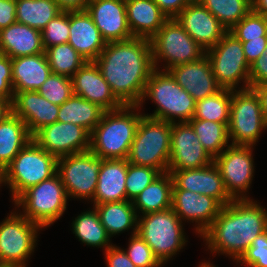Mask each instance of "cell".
Here are the masks:
<instances>
[{"label":"cell","mask_w":267,"mask_h":267,"mask_svg":"<svg viewBox=\"0 0 267 267\" xmlns=\"http://www.w3.org/2000/svg\"><path fill=\"white\" fill-rule=\"evenodd\" d=\"M95 63L123 105H139L153 65L150 39L107 42Z\"/></svg>","instance_id":"1"},{"label":"cell","mask_w":267,"mask_h":267,"mask_svg":"<svg viewBox=\"0 0 267 267\" xmlns=\"http://www.w3.org/2000/svg\"><path fill=\"white\" fill-rule=\"evenodd\" d=\"M267 230V211L253 199L233 200L222 207L201 234L211 253L238 261L253 240Z\"/></svg>","instance_id":"2"},{"label":"cell","mask_w":267,"mask_h":267,"mask_svg":"<svg viewBox=\"0 0 267 267\" xmlns=\"http://www.w3.org/2000/svg\"><path fill=\"white\" fill-rule=\"evenodd\" d=\"M138 108V105H123L119 109L105 111L90 133L89 150L103 159H127L143 116Z\"/></svg>","instance_id":"3"},{"label":"cell","mask_w":267,"mask_h":267,"mask_svg":"<svg viewBox=\"0 0 267 267\" xmlns=\"http://www.w3.org/2000/svg\"><path fill=\"white\" fill-rule=\"evenodd\" d=\"M146 98L157 104L154 113H143L148 117L174 123L189 122L194 116L196 101L176 82L169 71L154 69L151 72L138 105L139 109L143 108Z\"/></svg>","instance_id":"4"},{"label":"cell","mask_w":267,"mask_h":267,"mask_svg":"<svg viewBox=\"0 0 267 267\" xmlns=\"http://www.w3.org/2000/svg\"><path fill=\"white\" fill-rule=\"evenodd\" d=\"M172 123L143 115L130 146L127 161L168 172Z\"/></svg>","instance_id":"5"},{"label":"cell","mask_w":267,"mask_h":267,"mask_svg":"<svg viewBox=\"0 0 267 267\" xmlns=\"http://www.w3.org/2000/svg\"><path fill=\"white\" fill-rule=\"evenodd\" d=\"M57 173V158L31 140L2 172L14 202L29 187L50 179Z\"/></svg>","instance_id":"6"},{"label":"cell","mask_w":267,"mask_h":267,"mask_svg":"<svg viewBox=\"0 0 267 267\" xmlns=\"http://www.w3.org/2000/svg\"><path fill=\"white\" fill-rule=\"evenodd\" d=\"M182 223L169 208L138 216L137 233L150 246L157 259L166 264L188 242Z\"/></svg>","instance_id":"7"},{"label":"cell","mask_w":267,"mask_h":267,"mask_svg":"<svg viewBox=\"0 0 267 267\" xmlns=\"http://www.w3.org/2000/svg\"><path fill=\"white\" fill-rule=\"evenodd\" d=\"M69 200L60 176L56 173L50 179L29 187L15 201L22 215L43 229L53 225L67 210Z\"/></svg>","instance_id":"8"},{"label":"cell","mask_w":267,"mask_h":267,"mask_svg":"<svg viewBox=\"0 0 267 267\" xmlns=\"http://www.w3.org/2000/svg\"><path fill=\"white\" fill-rule=\"evenodd\" d=\"M153 65L160 70L159 62H166L163 69L196 61L206 54L203 49L178 23L175 18L168 19L150 39ZM167 64V65H166Z\"/></svg>","instance_id":"9"},{"label":"cell","mask_w":267,"mask_h":267,"mask_svg":"<svg viewBox=\"0 0 267 267\" xmlns=\"http://www.w3.org/2000/svg\"><path fill=\"white\" fill-rule=\"evenodd\" d=\"M267 125L261 99L252 89L232 90L228 124L230 145L254 146Z\"/></svg>","instance_id":"10"},{"label":"cell","mask_w":267,"mask_h":267,"mask_svg":"<svg viewBox=\"0 0 267 267\" xmlns=\"http://www.w3.org/2000/svg\"><path fill=\"white\" fill-rule=\"evenodd\" d=\"M216 82L221 88L238 90L250 88L249 71L243 45L229 31L213 47L206 50ZM242 81V82H241Z\"/></svg>","instance_id":"11"},{"label":"cell","mask_w":267,"mask_h":267,"mask_svg":"<svg viewBox=\"0 0 267 267\" xmlns=\"http://www.w3.org/2000/svg\"><path fill=\"white\" fill-rule=\"evenodd\" d=\"M16 212H11L0 223L2 266L26 267V262L37 245V234L42 227L25 218L22 212Z\"/></svg>","instance_id":"12"},{"label":"cell","mask_w":267,"mask_h":267,"mask_svg":"<svg viewBox=\"0 0 267 267\" xmlns=\"http://www.w3.org/2000/svg\"><path fill=\"white\" fill-rule=\"evenodd\" d=\"M103 160L90 150L57 158V174L68 198L93 199Z\"/></svg>","instance_id":"13"},{"label":"cell","mask_w":267,"mask_h":267,"mask_svg":"<svg viewBox=\"0 0 267 267\" xmlns=\"http://www.w3.org/2000/svg\"><path fill=\"white\" fill-rule=\"evenodd\" d=\"M252 147L229 145L214 158L213 162L220 170L225 188L234 200L250 199L247 193L255 171Z\"/></svg>","instance_id":"14"},{"label":"cell","mask_w":267,"mask_h":267,"mask_svg":"<svg viewBox=\"0 0 267 267\" xmlns=\"http://www.w3.org/2000/svg\"><path fill=\"white\" fill-rule=\"evenodd\" d=\"M32 140L56 158L85 152L90 148V133L73 123L56 121L38 130Z\"/></svg>","instance_id":"15"},{"label":"cell","mask_w":267,"mask_h":267,"mask_svg":"<svg viewBox=\"0 0 267 267\" xmlns=\"http://www.w3.org/2000/svg\"><path fill=\"white\" fill-rule=\"evenodd\" d=\"M168 170H188L208 166L214 159L203 148L189 122L172 123Z\"/></svg>","instance_id":"16"},{"label":"cell","mask_w":267,"mask_h":267,"mask_svg":"<svg viewBox=\"0 0 267 267\" xmlns=\"http://www.w3.org/2000/svg\"><path fill=\"white\" fill-rule=\"evenodd\" d=\"M223 205L215 198L185 189H172V210L182 221L195 222L199 236L213 223Z\"/></svg>","instance_id":"17"},{"label":"cell","mask_w":267,"mask_h":267,"mask_svg":"<svg viewBox=\"0 0 267 267\" xmlns=\"http://www.w3.org/2000/svg\"><path fill=\"white\" fill-rule=\"evenodd\" d=\"M175 19L205 50L215 46L228 32L198 0H192Z\"/></svg>","instance_id":"18"},{"label":"cell","mask_w":267,"mask_h":267,"mask_svg":"<svg viewBox=\"0 0 267 267\" xmlns=\"http://www.w3.org/2000/svg\"><path fill=\"white\" fill-rule=\"evenodd\" d=\"M173 179V189H185L217 199L223 206L234 199L228 194L220 170L211 163L197 169L168 170Z\"/></svg>","instance_id":"19"},{"label":"cell","mask_w":267,"mask_h":267,"mask_svg":"<svg viewBox=\"0 0 267 267\" xmlns=\"http://www.w3.org/2000/svg\"><path fill=\"white\" fill-rule=\"evenodd\" d=\"M86 11L106 43L133 38L127 23L125 0H89Z\"/></svg>","instance_id":"20"},{"label":"cell","mask_w":267,"mask_h":267,"mask_svg":"<svg viewBox=\"0 0 267 267\" xmlns=\"http://www.w3.org/2000/svg\"><path fill=\"white\" fill-rule=\"evenodd\" d=\"M73 94L98 104L105 111L116 110L123 104L112 93L95 61H86L71 77Z\"/></svg>","instance_id":"21"},{"label":"cell","mask_w":267,"mask_h":267,"mask_svg":"<svg viewBox=\"0 0 267 267\" xmlns=\"http://www.w3.org/2000/svg\"><path fill=\"white\" fill-rule=\"evenodd\" d=\"M168 71L195 101L211 96L221 89L206 54L196 61L176 65Z\"/></svg>","instance_id":"22"},{"label":"cell","mask_w":267,"mask_h":267,"mask_svg":"<svg viewBox=\"0 0 267 267\" xmlns=\"http://www.w3.org/2000/svg\"><path fill=\"white\" fill-rule=\"evenodd\" d=\"M12 113L21 118L33 136L41 128L55 123L59 105L52 104L38 91L14 92Z\"/></svg>","instance_id":"23"},{"label":"cell","mask_w":267,"mask_h":267,"mask_svg":"<svg viewBox=\"0 0 267 267\" xmlns=\"http://www.w3.org/2000/svg\"><path fill=\"white\" fill-rule=\"evenodd\" d=\"M68 43L86 60L95 61L106 41L86 10L70 12Z\"/></svg>","instance_id":"24"},{"label":"cell","mask_w":267,"mask_h":267,"mask_svg":"<svg viewBox=\"0 0 267 267\" xmlns=\"http://www.w3.org/2000/svg\"><path fill=\"white\" fill-rule=\"evenodd\" d=\"M127 159H104L98 174L93 205L126 200Z\"/></svg>","instance_id":"25"},{"label":"cell","mask_w":267,"mask_h":267,"mask_svg":"<svg viewBox=\"0 0 267 267\" xmlns=\"http://www.w3.org/2000/svg\"><path fill=\"white\" fill-rule=\"evenodd\" d=\"M0 52L11 59L44 53L41 31L14 22L0 30Z\"/></svg>","instance_id":"26"},{"label":"cell","mask_w":267,"mask_h":267,"mask_svg":"<svg viewBox=\"0 0 267 267\" xmlns=\"http://www.w3.org/2000/svg\"><path fill=\"white\" fill-rule=\"evenodd\" d=\"M125 6L133 37L151 39L169 19L154 0H125Z\"/></svg>","instance_id":"27"},{"label":"cell","mask_w":267,"mask_h":267,"mask_svg":"<svg viewBox=\"0 0 267 267\" xmlns=\"http://www.w3.org/2000/svg\"><path fill=\"white\" fill-rule=\"evenodd\" d=\"M12 62V87L14 92L38 91L51 74L45 52L15 57Z\"/></svg>","instance_id":"28"},{"label":"cell","mask_w":267,"mask_h":267,"mask_svg":"<svg viewBox=\"0 0 267 267\" xmlns=\"http://www.w3.org/2000/svg\"><path fill=\"white\" fill-rule=\"evenodd\" d=\"M32 140L25 122L10 113L0 122V171Z\"/></svg>","instance_id":"29"},{"label":"cell","mask_w":267,"mask_h":267,"mask_svg":"<svg viewBox=\"0 0 267 267\" xmlns=\"http://www.w3.org/2000/svg\"><path fill=\"white\" fill-rule=\"evenodd\" d=\"M93 206L110 237L129 229H133L131 235L137 233L138 215L132 201L108 202Z\"/></svg>","instance_id":"30"},{"label":"cell","mask_w":267,"mask_h":267,"mask_svg":"<svg viewBox=\"0 0 267 267\" xmlns=\"http://www.w3.org/2000/svg\"><path fill=\"white\" fill-rule=\"evenodd\" d=\"M173 179L169 172L161 173L133 201L139 216L164 211L172 206ZM139 211V212H138Z\"/></svg>","instance_id":"31"},{"label":"cell","mask_w":267,"mask_h":267,"mask_svg":"<svg viewBox=\"0 0 267 267\" xmlns=\"http://www.w3.org/2000/svg\"><path fill=\"white\" fill-rule=\"evenodd\" d=\"M104 112L105 110L98 104L73 94L59 106L57 121L82 126L91 133L100 122Z\"/></svg>","instance_id":"32"},{"label":"cell","mask_w":267,"mask_h":267,"mask_svg":"<svg viewBox=\"0 0 267 267\" xmlns=\"http://www.w3.org/2000/svg\"><path fill=\"white\" fill-rule=\"evenodd\" d=\"M72 231L82 244L91 247H102L105 251L112 246L111 237L101 224L97 210H86L79 214L71 223Z\"/></svg>","instance_id":"33"},{"label":"cell","mask_w":267,"mask_h":267,"mask_svg":"<svg viewBox=\"0 0 267 267\" xmlns=\"http://www.w3.org/2000/svg\"><path fill=\"white\" fill-rule=\"evenodd\" d=\"M61 12L55 0H16V22L40 31Z\"/></svg>","instance_id":"34"},{"label":"cell","mask_w":267,"mask_h":267,"mask_svg":"<svg viewBox=\"0 0 267 267\" xmlns=\"http://www.w3.org/2000/svg\"><path fill=\"white\" fill-rule=\"evenodd\" d=\"M189 123L192 125L203 148L213 159L229 146L228 125L201 119H191Z\"/></svg>","instance_id":"35"},{"label":"cell","mask_w":267,"mask_h":267,"mask_svg":"<svg viewBox=\"0 0 267 267\" xmlns=\"http://www.w3.org/2000/svg\"><path fill=\"white\" fill-rule=\"evenodd\" d=\"M232 90L221 88L215 94L196 101L192 119L229 124Z\"/></svg>","instance_id":"36"},{"label":"cell","mask_w":267,"mask_h":267,"mask_svg":"<svg viewBox=\"0 0 267 267\" xmlns=\"http://www.w3.org/2000/svg\"><path fill=\"white\" fill-rule=\"evenodd\" d=\"M229 31L252 10V0H198Z\"/></svg>","instance_id":"37"},{"label":"cell","mask_w":267,"mask_h":267,"mask_svg":"<svg viewBox=\"0 0 267 267\" xmlns=\"http://www.w3.org/2000/svg\"><path fill=\"white\" fill-rule=\"evenodd\" d=\"M51 72L72 77L86 60L69 44H59L45 49Z\"/></svg>","instance_id":"38"},{"label":"cell","mask_w":267,"mask_h":267,"mask_svg":"<svg viewBox=\"0 0 267 267\" xmlns=\"http://www.w3.org/2000/svg\"><path fill=\"white\" fill-rule=\"evenodd\" d=\"M161 173L152 167L139 166L128 163L125 181L126 200L134 199L157 178Z\"/></svg>","instance_id":"39"},{"label":"cell","mask_w":267,"mask_h":267,"mask_svg":"<svg viewBox=\"0 0 267 267\" xmlns=\"http://www.w3.org/2000/svg\"><path fill=\"white\" fill-rule=\"evenodd\" d=\"M38 92L52 104L60 106L73 95L72 79L51 72Z\"/></svg>","instance_id":"40"},{"label":"cell","mask_w":267,"mask_h":267,"mask_svg":"<svg viewBox=\"0 0 267 267\" xmlns=\"http://www.w3.org/2000/svg\"><path fill=\"white\" fill-rule=\"evenodd\" d=\"M229 32L240 41L261 39V36H267V17L251 10Z\"/></svg>","instance_id":"41"},{"label":"cell","mask_w":267,"mask_h":267,"mask_svg":"<svg viewBox=\"0 0 267 267\" xmlns=\"http://www.w3.org/2000/svg\"><path fill=\"white\" fill-rule=\"evenodd\" d=\"M70 12H61L50 20L41 31L44 49L68 43L70 34Z\"/></svg>","instance_id":"42"},{"label":"cell","mask_w":267,"mask_h":267,"mask_svg":"<svg viewBox=\"0 0 267 267\" xmlns=\"http://www.w3.org/2000/svg\"><path fill=\"white\" fill-rule=\"evenodd\" d=\"M124 251L136 267H161L163 265L138 233L130 236L128 248Z\"/></svg>","instance_id":"43"},{"label":"cell","mask_w":267,"mask_h":267,"mask_svg":"<svg viewBox=\"0 0 267 267\" xmlns=\"http://www.w3.org/2000/svg\"><path fill=\"white\" fill-rule=\"evenodd\" d=\"M238 262L248 267H267V230L253 240Z\"/></svg>","instance_id":"44"},{"label":"cell","mask_w":267,"mask_h":267,"mask_svg":"<svg viewBox=\"0 0 267 267\" xmlns=\"http://www.w3.org/2000/svg\"><path fill=\"white\" fill-rule=\"evenodd\" d=\"M0 98L11 103L14 98L11 58L2 52H0Z\"/></svg>","instance_id":"45"},{"label":"cell","mask_w":267,"mask_h":267,"mask_svg":"<svg viewBox=\"0 0 267 267\" xmlns=\"http://www.w3.org/2000/svg\"><path fill=\"white\" fill-rule=\"evenodd\" d=\"M250 88L267 85V47L251 65L249 71Z\"/></svg>","instance_id":"46"},{"label":"cell","mask_w":267,"mask_h":267,"mask_svg":"<svg viewBox=\"0 0 267 267\" xmlns=\"http://www.w3.org/2000/svg\"><path fill=\"white\" fill-rule=\"evenodd\" d=\"M107 267H136L123 249L112 245L104 251Z\"/></svg>","instance_id":"47"},{"label":"cell","mask_w":267,"mask_h":267,"mask_svg":"<svg viewBox=\"0 0 267 267\" xmlns=\"http://www.w3.org/2000/svg\"><path fill=\"white\" fill-rule=\"evenodd\" d=\"M241 42L247 63L251 65L262 53H264V50L267 47V36H261V39H250L249 41Z\"/></svg>","instance_id":"48"},{"label":"cell","mask_w":267,"mask_h":267,"mask_svg":"<svg viewBox=\"0 0 267 267\" xmlns=\"http://www.w3.org/2000/svg\"><path fill=\"white\" fill-rule=\"evenodd\" d=\"M16 22V0H0V30Z\"/></svg>","instance_id":"49"},{"label":"cell","mask_w":267,"mask_h":267,"mask_svg":"<svg viewBox=\"0 0 267 267\" xmlns=\"http://www.w3.org/2000/svg\"><path fill=\"white\" fill-rule=\"evenodd\" d=\"M192 0H154L169 18H175Z\"/></svg>","instance_id":"50"},{"label":"cell","mask_w":267,"mask_h":267,"mask_svg":"<svg viewBox=\"0 0 267 267\" xmlns=\"http://www.w3.org/2000/svg\"><path fill=\"white\" fill-rule=\"evenodd\" d=\"M59 9L63 12L86 10L89 0H55Z\"/></svg>","instance_id":"51"},{"label":"cell","mask_w":267,"mask_h":267,"mask_svg":"<svg viewBox=\"0 0 267 267\" xmlns=\"http://www.w3.org/2000/svg\"><path fill=\"white\" fill-rule=\"evenodd\" d=\"M261 99L262 112L267 125V85L255 86L253 88Z\"/></svg>","instance_id":"52"},{"label":"cell","mask_w":267,"mask_h":267,"mask_svg":"<svg viewBox=\"0 0 267 267\" xmlns=\"http://www.w3.org/2000/svg\"><path fill=\"white\" fill-rule=\"evenodd\" d=\"M252 10L267 17V0H252Z\"/></svg>","instance_id":"53"},{"label":"cell","mask_w":267,"mask_h":267,"mask_svg":"<svg viewBox=\"0 0 267 267\" xmlns=\"http://www.w3.org/2000/svg\"><path fill=\"white\" fill-rule=\"evenodd\" d=\"M12 113L11 102L0 98V122Z\"/></svg>","instance_id":"54"},{"label":"cell","mask_w":267,"mask_h":267,"mask_svg":"<svg viewBox=\"0 0 267 267\" xmlns=\"http://www.w3.org/2000/svg\"><path fill=\"white\" fill-rule=\"evenodd\" d=\"M198 267H216L211 262H202Z\"/></svg>","instance_id":"55"},{"label":"cell","mask_w":267,"mask_h":267,"mask_svg":"<svg viewBox=\"0 0 267 267\" xmlns=\"http://www.w3.org/2000/svg\"><path fill=\"white\" fill-rule=\"evenodd\" d=\"M2 184V172L0 171V186Z\"/></svg>","instance_id":"56"},{"label":"cell","mask_w":267,"mask_h":267,"mask_svg":"<svg viewBox=\"0 0 267 267\" xmlns=\"http://www.w3.org/2000/svg\"><path fill=\"white\" fill-rule=\"evenodd\" d=\"M0 266H2V257H1V254H0Z\"/></svg>","instance_id":"57"},{"label":"cell","mask_w":267,"mask_h":267,"mask_svg":"<svg viewBox=\"0 0 267 267\" xmlns=\"http://www.w3.org/2000/svg\"><path fill=\"white\" fill-rule=\"evenodd\" d=\"M0 267H16V266L3 265V266H0Z\"/></svg>","instance_id":"58"}]
</instances>
